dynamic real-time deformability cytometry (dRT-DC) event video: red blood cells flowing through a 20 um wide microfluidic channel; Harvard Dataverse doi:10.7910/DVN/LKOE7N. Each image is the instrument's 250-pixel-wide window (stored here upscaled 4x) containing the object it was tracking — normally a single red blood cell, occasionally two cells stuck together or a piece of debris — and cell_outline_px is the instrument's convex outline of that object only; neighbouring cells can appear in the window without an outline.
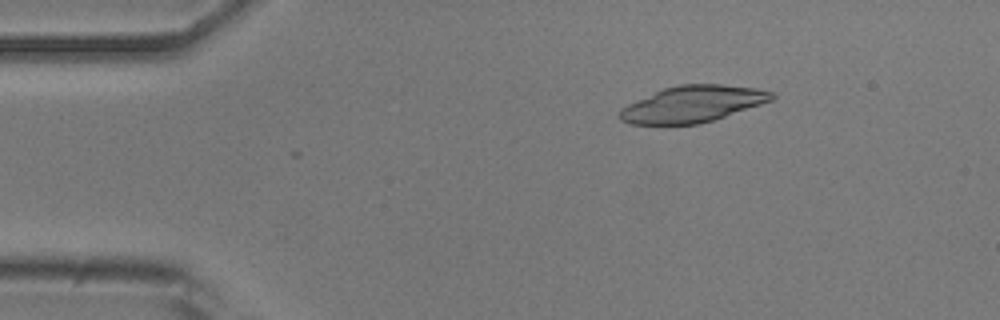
{"species": "common noctule bat (a hibernating species)", "species_latin": "Nyctalus noctula", "temperature_condition": "room temperature", "stored_images_in_passage": 8, "camera_frame_rate_fps": 3000, "um_per_image_px": 0.085, "animal": {"sex": "male", "body_mass_g": 20.5, "forearm_length_mm": 52.5}, "frame": {"image": 1, "passage_image": 8, "time_ms": 2.333, "image_size_px": [1000, 320], "cell_outline_px": [[776, 96], [772, 100], [700, 124], [628, 124], [620, 120], [616, 116], [620, 108], [628, 104], [664, 88], [680, 84], [724, 84], [756, 88], [776, 92]], "centroid_in_image_um": [58.85, 8.84], "position_along_channel_um": 26.1, "area_um2": 32.19}}